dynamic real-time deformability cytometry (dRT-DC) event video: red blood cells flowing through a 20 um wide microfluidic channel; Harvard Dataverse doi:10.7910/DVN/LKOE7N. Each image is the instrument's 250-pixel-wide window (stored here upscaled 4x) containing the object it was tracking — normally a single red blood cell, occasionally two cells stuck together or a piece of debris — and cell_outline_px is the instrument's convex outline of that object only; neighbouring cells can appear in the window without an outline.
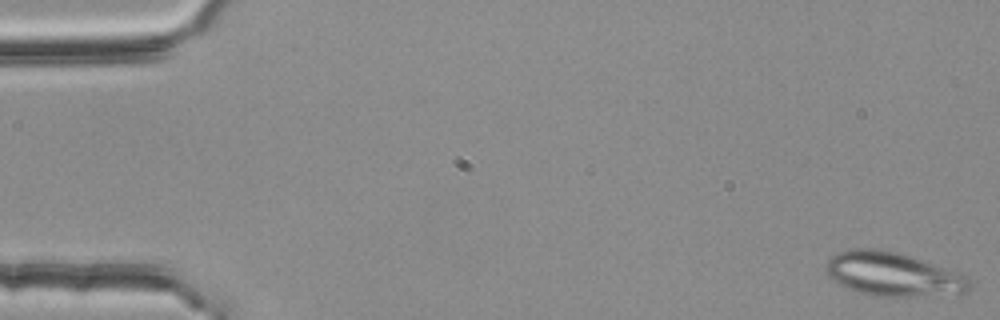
{"species": "common noctule bat (a hibernating species)", "species_latin": "Nyctalus noctula", "temperature_condition": "room temperature", "stored_images_in_passage": 3, "camera_frame_rate_fps": 3000, "um_per_image_px": 0.085, "animal": {"sex": "female", "body_mass_g": 25.1}, "frame": {"image": 1, "passage_image": 1, "time_ms": 0.0, "image_size_px": [1000, 320], "cell_outline_px": [[972, 288], [964, 292], [916, 296], [872, 296], [848, 288], [840, 284], [828, 276], [824, 264], [836, 252], [852, 248], [876, 248], [896, 252], [920, 260], [964, 276], [972, 284]], "centroid_in_image_um": [75.8, 23.3], "position_along_channel_um": 9.2, "area_um2": 35.89}}